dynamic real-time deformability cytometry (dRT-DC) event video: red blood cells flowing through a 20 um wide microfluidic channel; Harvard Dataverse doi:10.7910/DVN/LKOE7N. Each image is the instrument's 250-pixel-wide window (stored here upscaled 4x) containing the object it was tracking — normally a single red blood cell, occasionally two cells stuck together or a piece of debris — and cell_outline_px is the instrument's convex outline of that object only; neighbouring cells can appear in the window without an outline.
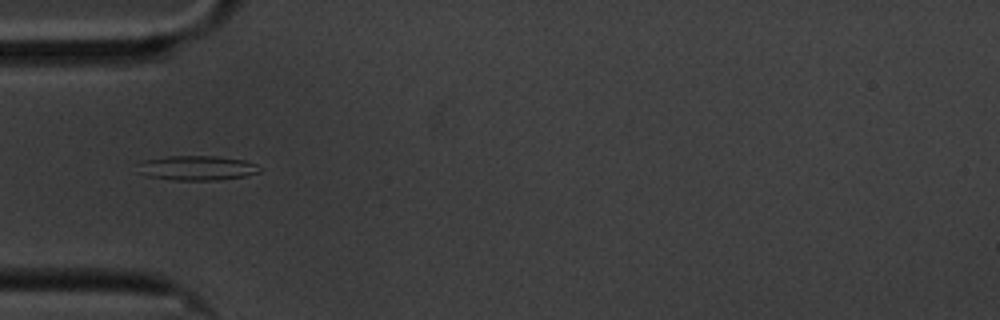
{"species": "common noctule bat (a hibernating species)", "species_latin": "Nyctalus noctula", "temperature_condition": "cold", "stored_images_in_passage": 42, "camera_frame_rate_fps": 3000, "um_per_image_px": 0.085, "animal": {"sex": "male", "body_mass_g": 20.1, "forearm_length_mm": 53.5}, "frame": {"image": 1, "passage_image": 1, "time_ms": 0.0, "image_size_px": [1000, 320], "cell_outline_px": [[260, 172], [244, 176], [220, 180], [176, 180], [144, 176], [136, 172], [136, 164], [140, 160], [168, 156], [216, 156], [244, 160], [256, 164], [260, 168]], "centroid_in_image_um": [16.64, 14.27], "position_along_channel_um": 68.4, "area_um2": 17.86}}
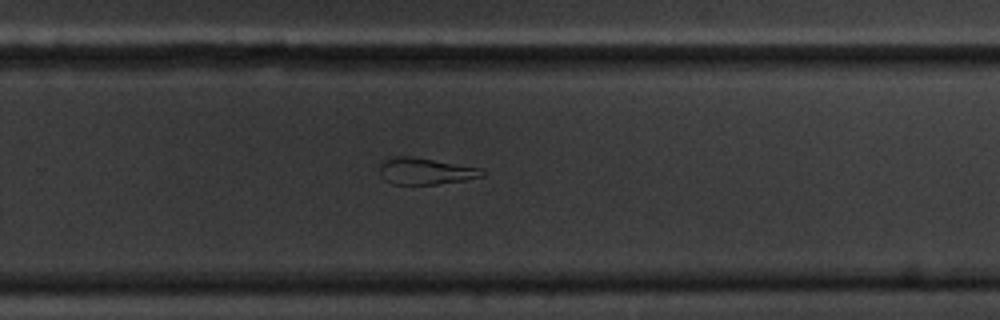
{"frame": {"image": 2, "passage_image": 21, "time_ms": 6.667, "image_size_px": [1000, 320], "cell_outline_px": [[484, 176], [464, 180], [436, 184], [392, 184], [384, 180], [380, 176], [380, 164], [384, 160], [396, 156], [412, 156], [480, 168], [484, 172]], "centroid_in_image_um": [36.12, 14.55], "position_along_channel_um": 293.7, "area_um2": 15.78}}
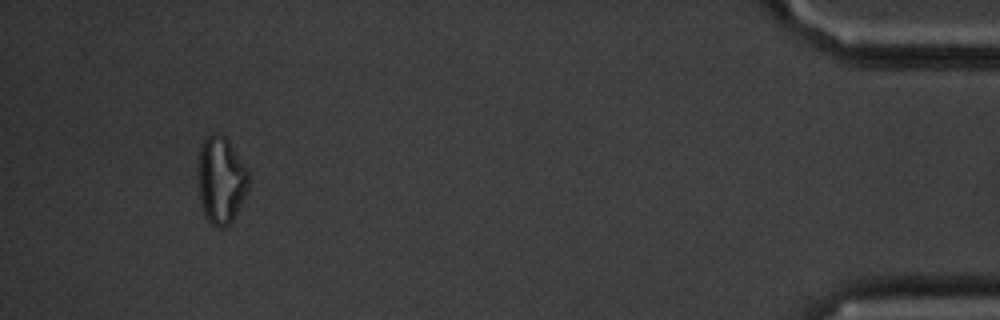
{"frame": {"image": 3, "passage_image": 38, "time_ms": 12.333, "image_size_px": [1000, 320], "cell_outline_px": [[248, 188], [232, 220], [224, 228], [216, 228], [204, 216], [200, 196], [196, 168], [200, 144], [208, 136], [220, 132], [228, 140], [248, 172]], "centroid_in_image_um": [18.73, 15.29], "position_along_channel_um": 416.5, "area_um2": 25.55}, "authors_computed_cell_mechanics": {"area_um2": 17.2244, "velocity_mm_per_s": 3.3759, "shape_relaxation_time_tau1_ms": null, "shape_relaxation_time_tau2_ms": 4.821, "deformation_change_tau1": null, "deformation_change_tau2": 0.1436}}